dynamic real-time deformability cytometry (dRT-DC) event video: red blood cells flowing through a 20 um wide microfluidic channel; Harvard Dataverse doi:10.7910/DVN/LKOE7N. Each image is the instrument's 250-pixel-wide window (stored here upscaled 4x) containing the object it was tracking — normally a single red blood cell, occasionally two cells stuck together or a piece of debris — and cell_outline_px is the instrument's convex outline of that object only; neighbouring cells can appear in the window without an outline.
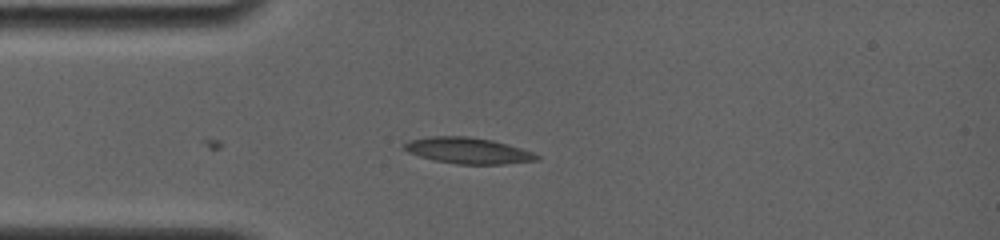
{"species": "common noctule bat (a hibernating species)", "species_latin": "Nyctalus noctula", "temperature_condition": "room temperature", "stored_images_in_passage": 5, "camera_frame_rate_fps": 4000, "um_per_image_px": 0.085, "animal": {"sex": "female", "body_mass_g": 19.0, "forearm_length_mm": 56.7}, "frame": {"image": 1, "passage_image": 5, "time_ms": 3.5, "image_size_px": [1000, 240], "cell_outline_px": [[540, 160], [504, 164], [456, 164], [436, 160], [420, 156], [408, 152], [404, 148], [404, 144], [408, 140], [428, 136], [468, 136], [492, 140], [508, 144], [532, 152], [540, 156]], "centroid_in_image_um": [39.79, 12.79], "position_along_channel_um": 45.2, "area_um2": 20.11}}